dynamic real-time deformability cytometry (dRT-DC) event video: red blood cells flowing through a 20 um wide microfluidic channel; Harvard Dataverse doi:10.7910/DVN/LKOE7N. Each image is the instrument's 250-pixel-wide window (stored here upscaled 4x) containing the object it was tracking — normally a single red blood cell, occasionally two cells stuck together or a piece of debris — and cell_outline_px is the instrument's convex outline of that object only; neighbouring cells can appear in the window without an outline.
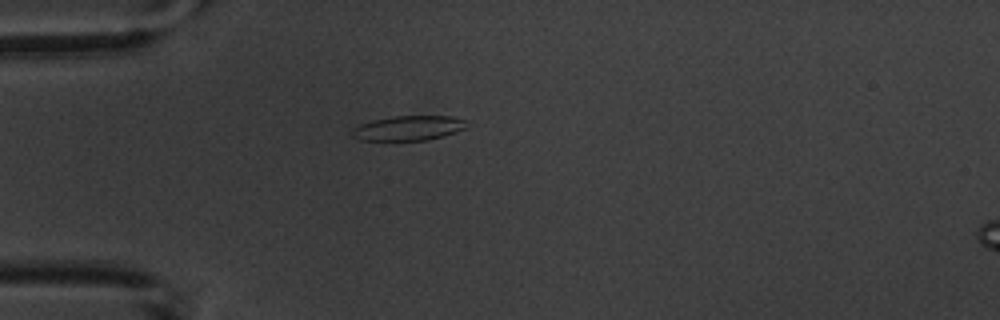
{"species": "common noctule bat (a hibernating species)", "species_latin": "Nyctalus noctula", "temperature_condition": "warm", "stored_images_in_passage": 5, "camera_frame_rate_fps": 3000, "um_per_image_px": 0.085, "animal": {"sex": "male", "body_mass_g": 20.1, "forearm_length_mm": 53.5}, "frame": {"image": 1, "passage_image": 5, "time_ms": 4.667, "image_size_px": [1000, 320], "cell_outline_px": [[464, 128], [456, 132], [444, 136], [428, 140], [360, 140], [352, 136], [352, 128], [360, 124], [372, 120], [392, 116], [452, 116], [464, 120]], "centroid_in_image_um": [34.67, 10.89], "position_along_channel_um": 50.3, "area_um2": 16.42}}